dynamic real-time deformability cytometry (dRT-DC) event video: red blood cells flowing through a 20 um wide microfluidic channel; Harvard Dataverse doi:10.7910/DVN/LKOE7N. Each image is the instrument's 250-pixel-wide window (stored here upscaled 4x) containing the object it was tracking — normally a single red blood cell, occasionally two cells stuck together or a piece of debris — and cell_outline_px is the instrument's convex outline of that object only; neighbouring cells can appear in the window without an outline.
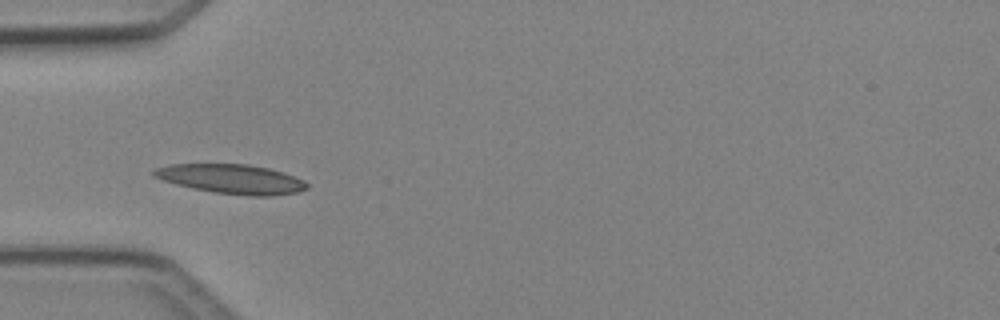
{"species": "Egyptian fruit bat (a non-hibernating species)", "species_latin": "Rousettus aegyptiacus", "temperature_condition": "cold", "stored_images_in_passage": 4, "camera_frame_rate_fps": 3000, "um_per_image_px": 0.085, "animal": {"sex": "female"}, "frame": {"image": 1, "passage_image": 4, "time_ms": 3.333, "image_size_px": [1000, 320], "cell_outline_px": [[308, 188], [300, 192], [272, 196], [248, 196], [216, 192], [192, 188], [176, 184], [152, 176], [152, 172], [156, 168], [172, 164], [248, 164], [268, 168], [304, 180], [308, 184]], "centroid_in_image_um": [19.7, 15.22], "position_along_channel_um": 65.3, "area_um2": 26.07}}